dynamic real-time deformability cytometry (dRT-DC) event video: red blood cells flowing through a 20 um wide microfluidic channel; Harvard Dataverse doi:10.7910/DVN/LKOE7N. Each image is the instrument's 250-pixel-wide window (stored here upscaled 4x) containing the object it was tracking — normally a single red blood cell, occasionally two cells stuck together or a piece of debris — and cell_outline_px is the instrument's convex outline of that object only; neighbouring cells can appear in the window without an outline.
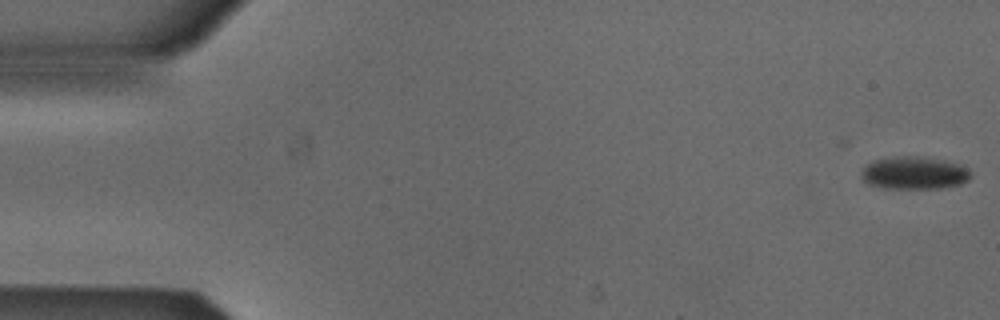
{"species": "Egyptian fruit bat (a non-hibernating species)", "species_latin": "Rousettus aegyptiacus", "temperature_condition": "cold", "stored_images_in_passage": 5, "camera_frame_rate_fps": 3000, "um_per_image_px": 0.085, "animal": {"sex": "male"}, "frame": {"image": 1, "passage_image": 1, "time_ms": 0.0, "image_size_px": [1000, 320], "cell_outline_px": [[972, 176], [968, 180], [960, 184], [940, 188], [884, 188], [868, 184], [860, 176], [860, 172], [864, 164], [872, 160], [892, 156], [924, 156], [964, 164], [968, 168]], "centroid_in_image_um": [77.69, 14.67], "position_along_channel_um": 7.3, "area_um2": 21.39}}
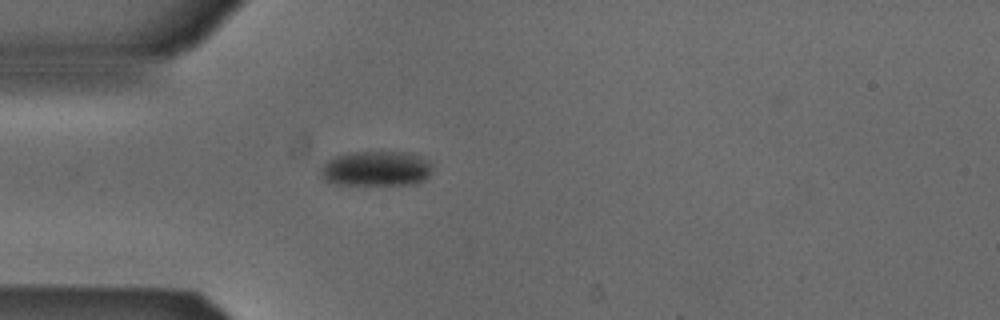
{"frame": {"image": 2, "passage_image": 5, "time_ms": 1.333, "image_size_px": [1000, 320], "cell_outline_px": [[432, 172], [424, 180], [416, 184], [336, 184], [324, 180], [320, 176], [320, 168], [324, 160], [332, 156], [348, 152], [408, 152], [420, 156], [428, 160], [432, 164]], "centroid_in_image_um": [31.94, 14.31], "position_along_channel_um": 53.1, "area_um2": 23.24}}